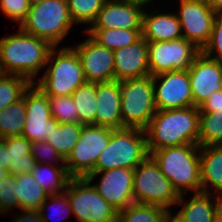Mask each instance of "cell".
I'll use <instances>...</instances> for the list:
<instances>
[{"label": "cell", "mask_w": 222, "mask_h": 222, "mask_svg": "<svg viewBox=\"0 0 222 222\" xmlns=\"http://www.w3.org/2000/svg\"><path fill=\"white\" fill-rule=\"evenodd\" d=\"M53 46L46 40L24 32L0 39V69L2 74L19 75L32 84L34 77L42 67L47 66V59Z\"/></svg>", "instance_id": "6da1fadb"}, {"label": "cell", "mask_w": 222, "mask_h": 222, "mask_svg": "<svg viewBox=\"0 0 222 222\" xmlns=\"http://www.w3.org/2000/svg\"><path fill=\"white\" fill-rule=\"evenodd\" d=\"M145 133L149 154L161 148L198 144L199 107L157 110Z\"/></svg>", "instance_id": "7a4b0ae2"}, {"label": "cell", "mask_w": 222, "mask_h": 222, "mask_svg": "<svg viewBox=\"0 0 222 222\" xmlns=\"http://www.w3.org/2000/svg\"><path fill=\"white\" fill-rule=\"evenodd\" d=\"M150 156L179 195H185L190 190L201 192L198 144L161 148L152 151Z\"/></svg>", "instance_id": "3957f363"}, {"label": "cell", "mask_w": 222, "mask_h": 222, "mask_svg": "<svg viewBox=\"0 0 222 222\" xmlns=\"http://www.w3.org/2000/svg\"><path fill=\"white\" fill-rule=\"evenodd\" d=\"M69 47H62L60 51L53 47L49 53L47 64L52 63L37 82V87L47 96L72 95L87 82L76 50Z\"/></svg>", "instance_id": "277c9868"}, {"label": "cell", "mask_w": 222, "mask_h": 222, "mask_svg": "<svg viewBox=\"0 0 222 222\" xmlns=\"http://www.w3.org/2000/svg\"><path fill=\"white\" fill-rule=\"evenodd\" d=\"M145 130L114 129L106 148L99 155L92 172L113 168L134 169L149 156Z\"/></svg>", "instance_id": "5b68a950"}, {"label": "cell", "mask_w": 222, "mask_h": 222, "mask_svg": "<svg viewBox=\"0 0 222 222\" xmlns=\"http://www.w3.org/2000/svg\"><path fill=\"white\" fill-rule=\"evenodd\" d=\"M67 0H43L31 5L20 28L35 37L48 41L53 47L64 40L73 26Z\"/></svg>", "instance_id": "8992f818"}, {"label": "cell", "mask_w": 222, "mask_h": 222, "mask_svg": "<svg viewBox=\"0 0 222 222\" xmlns=\"http://www.w3.org/2000/svg\"><path fill=\"white\" fill-rule=\"evenodd\" d=\"M122 128L145 130L157 111L153 76L119 82Z\"/></svg>", "instance_id": "52a82bcc"}, {"label": "cell", "mask_w": 222, "mask_h": 222, "mask_svg": "<svg viewBox=\"0 0 222 222\" xmlns=\"http://www.w3.org/2000/svg\"><path fill=\"white\" fill-rule=\"evenodd\" d=\"M133 197L134 203L156 205L169 210L176 205L180 195L149 155L134 168Z\"/></svg>", "instance_id": "ba28073f"}, {"label": "cell", "mask_w": 222, "mask_h": 222, "mask_svg": "<svg viewBox=\"0 0 222 222\" xmlns=\"http://www.w3.org/2000/svg\"><path fill=\"white\" fill-rule=\"evenodd\" d=\"M86 178H70L65 193L78 222H115L118 210Z\"/></svg>", "instance_id": "9c48e42d"}, {"label": "cell", "mask_w": 222, "mask_h": 222, "mask_svg": "<svg viewBox=\"0 0 222 222\" xmlns=\"http://www.w3.org/2000/svg\"><path fill=\"white\" fill-rule=\"evenodd\" d=\"M113 130L97 125H83L80 139L65 159L71 178H84L92 173L99 155L109 143Z\"/></svg>", "instance_id": "30bf717a"}, {"label": "cell", "mask_w": 222, "mask_h": 222, "mask_svg": "<svg viewBox=\"0 0 222 222\" xmlns=\"http://www.w3.org/2000/svg\"><path fill=\"white\" fill-rule=\"evenodd\" d=\"M150 76L174 70H187L201 52L184 37L171 41L147 42Z\"/></svg>", "instance_id": "8fae6325"}, {"label": "cell", "mask_w": 222, "mask_h": 222, "mask_svg": "<svg viewBox=\"0 0 222 222\" xmlns=\"http://www.w3.org/2000/svg\"><path fill=\"white\" fill-rule=\"evenodd\" d=\"M178 13L182 36L202 50L210 39L217 13L202 0H180Z\"/></svg>", "instance_id": "7c38bea8"}, {"label": "cell", "mask_w": 222, "mask_h": 222, "mask_svg": "<svg viewBox=\"0 0 222 222\" xmlns=\"http://www.w3.org/2000/svg\"><path fill=\"white\" fill-rule=\"evenodd\" d=\"M158 80L159 85L156 84ZM153 85L157 110L193 107L188 70H174L153 76Z\"/></svg>", "instance_id": "4fadbf2b"}, {"label": "cell", "mask_w": 222, "mask_h": 222, "mask_svg": "<svg viewBox=\"0 0 222 222\" xmlns=\"http://www.w3.org/2000/svg\"><path fill=\"white\" fill-rule=\"evenodd\" d=\"M36 84H31L25 91L26 119L22 136L31 142L46 141L53 129L47 95Z\"/></svg>", "instance_id": "5bb4252c"}, {"label": "cell", "mask_w": 222, "mask_h": 222, "mask_svg": "<svg viewBox=\"0 0 222 222\" xmlns=\"http://www.w3.org/2000/svg\"><path fill=\"white\" fill-rule=\"evenodd\" d=\"M101 174L100 182L93 186L110 205L120 211L134 203V169L113 168L106 171L92 172L86 178L92 182L96 176Z\"/></svg>", "instance_id": "9a60e30c"}, {"label": "cell", "mask_w": 222, "mask_h": 222, "mask_svg": "<svg viewBox=\"0 0 222 222\" xmlns=\"http://www.w3.org/2000/svg\"><path fill=\"white\" fill-rule=\"evenodd\" d=\"M82 64L87 82L101 83L114 80V52L101 46L90 36L73 47Z\"/></svg>", "instance_id": "2e32d148"}, {"label": "cell", "mask_w": 222, "mask_h": 222, "mask_svg": "<svg viewBox=\"0 0 222 222\" xmlns=\"http://www.w3.org/2000/svg\"><path fill=\"white\" fill-rule=\"evenodd\" d=\"M187 70L193 106L199 107L213 92L221 89L222 62L211 59L200 52Z\"/></svg>", "instance_id": "e0dca14e"}, {"label": "cell", "mask_w": 222, "mask_h": 222, "mask_svg": "<svg viewBox=\"0 0 222 222\" xmlns=\"http://www.w3.org/2000/svg\"><path fill=\"white\" fill-rule=\"evenodd\" d=\"M114 52V80L121 82L150 75L147 41L141 37L134 44Z\"/></svg>", "instance_id": "ac0fdd59"}, {"label": "cell", "mask_w": 222, "mask_h": 222, "mask_svg": "<svg viewBox=\"0 0 222 222\" xmlns=\"http://www.w3.org/2000/svg\"><path fill=\"white\" fill-rule=\"evenodd\" d=\"M144 9L119 0H106L88 29H142Z\"/></svg>", "instance_id": "d6986e66"}, {"label": "cell", "mask_w": 222, "mask_h": 222, "mask_svg": "<svg viewBox=\"0 0 222 222\" xmlns=\"http://www.w3.org/2000/svg\"><path fill=\"white\" fill-rule=\"evenodd\" d=\"M96 125L122 129L119 82L96 83Z\"/></svg>", "instance_id": "ffe728a7"}, {"label": "cell", "mask_w": 222, "mask_h": 222, "mask_svg": "<svg viewBox=\"0 0 222 222\" xmlns=\"http://www.w3.org/2000/svg\"><path fill=\"white\" fill-rule=\"evenodd\" d=\"M210 197L209 193H194L186 202L183 195H180L176 204H183V207L178 214L185 222H219L222 214V197L217 195L215 201Z\"/></svg>", "instance_id": "44dd1931"}, {"label": "cell", "mask_w": 222, "mask_h": 222, "mask_svg": "<svg viewBox=\"0 0 222 222\" xmlns=\"http://www.w3.org/2000/svg\"><path fill=\"white\" fill-rule=\"evenodd\" d=\"M143 12L142 37L147 42L171 41L182 38L181 25L176 13Z\"/></svg>", "instance_id": "7402d4cb"}, {"label": "cell", "mask_w": 222, "mask_h": 222, "mask_svg": "<svg viewBox=\"0 0 222 222\" xmlns=\"http://www.w3.org/2000/svg\"><path fill=\"white\" fill-rule=\"evenodd\" d=\"M201 192L210 193L209 185L222 197V145L200 147Z\"/></svg>", "instance_id": "603a6c76"}, {"label": "cell", "mask_w": 222, "mask_h": 222, "mask_svg": "<svg viewBox=\"0 0 222 222\" xmlns=\"http://www.w3.org/2000/svg\"><path fill=\"white\" fill-rule=\"evenodd\" d=\"M5 140L9 157V173L15 176L31 173L37 164L31 155L32 142L22 135L7 137Z\"/></svg>", "instance_id": "cb8c5ba5"}, {"label": "cell", "mask_w": 222, "mask_h": 222, "mask_svg": "<svg viewBox=\"0 0 222 222\" xmlns=\"http://www.w3.org/2000/svg\"><path fill=\"white\" fill-rule=\"evenodd\" d=\"M14 195L19 198V209L39 210L47 199L48 193L33 178L32 173H23L15 176Z\"/></svg>", "instance_id": "d4e9b609"}, {"label": "cell", "mask_w": 222, "mask_h": 222, "mask_svg": "<svg viewBox=\"0 0 222 222\" xmlns=\"http://www.w3.org/2000/svg\"><path fill=\"white\" fill-rule=\"evenodd\" d=\"M57 166L53 163H37L31 171L33 178L49 195L64 193L71 178L65 164Z\"/></svg>", "instance_id": "484cf974"}, {"label": "cell", "mask_w": 222, "mask_h": 222, "mask_svg": "<svg viewBox=\"0 0 222 222\" xmlns=\"http://www.w3.org/2000/svg\"><path fill=\"white\" fill-rule=\"evenodd\" d=\"M85 32L98 44L112 51L134 44L142 37V29H86Z\"/></svg>", "instance_id": "4316f807"}, {"label": "cell", "mask_w": 222, "mask_h": 222, "mask_svg": "<svg viewBox=\"0 0 222 222\" xmlns=\"http://www.w3.org/2000/svg\"><path fill=\"white\" fill-rule=\"evenodd\" d=\"M82 127L79 123H59L53 118V129L46 141L66 159L80 139Z\"/></svg>", "instance_id": "83f0119b"}, {"label": "cell", "mask_w": 222, "mask_h": 222, "mask_svg": "<svg viewBox=\"0 0 222 222\" xmlns=\"http://www.w3.org/2000/svg\"><path fill=\"white\" fill-rule=\"evenodd\" d=\"M71 96L77 108L79 124L96 125V83L86 82Z\"/></svg>", "instance_id": "f1b7e54d"}, {"label": "cell", "mask_w": 222, "mask_h": 222, "mask_svg": "<svg viewBox=\"0 0 222 222\" xmlns=\"http://www.w3.org/2000/svg\"><path fill=\"white\" fill-rule=\"evenodd\" d=\"M26 119L25 93L18 102L0 111V138L22 135Z\"/></svg>", "instance_id": "f546056e"}, {"label": "cell", "mask_w": 222, "mask_h": 222, "mask_svg": "<svg viewBox=\"0 0 222 222\" xmlns=\"http://www.w3.org/2000/svg\"><path fill=\"white\" fill-rule=\"evenodd\" d=\"M198 145H222V109H215V112H199Z\"/></svg>", "instance_id": "4dcf8cb0"}, {"label": "cell", "mask_w": 222, "mask_h": 222, "mask_svg": "<svg viewBox=\"0 0 222 222\" xmlns=\"http://www.w3.org/2000/svg\"><path fill=\"white\" fill-rule=\"evenodd\" d=\"M166 209L149 204L132 203L118 211L115 222H164Z\"/></svg>", "instance_id": "1f68e13d"}, {"label": "cell", "mask_w": 222, "mask_h": 222, "mask_svg": "<svg viewBox=\"0 0 222 222\" xmlns=\"http://www.w3.org/2000/svg\"><path fill=\"white\" fill-rule=\"evenodd\" d=\"M31 82L22 76L0 74V111L23 98Z\"/></svg>", "instance_id": "d6a6232c"}, {"label": "cell", "mask_w": 222, "mask_h": 222, "mask_svg": "<svg viewBox=\"0 0 222 222\" xmlns=\"http://www.w3.org/2000/svg\"><path fill=\"white\" fill-rule=\"evenodd\" d=\"M106 0H67L72 22L92 24Z\"/></svg>", "instance_id": "836d02e7"}, {"label": "cell", "mask_w": 222, "mask_h": 222, "mask_svg": "<svg viewBox=\"0 0 222 222\" xmlns=\"http://www.w3.org/2000/svg\"><path fill=\"white\" fill-rule=\"evenodd\" d=\"M47 98L52 118L63 124L79 123L77 108L71 95L47 96Z\"/></svg>", "instance_id": "e575fe53"}, {"label": "cell", "mask_w": 222, "mask_h": 222, "mask_svg": "<svg viewBox=\"0 0 222 222\" xmlns=\"http://www.w3.org/2000/svg\"><path fill=\"white\" fill-rule=\"evenodd\" d=\"M201 52L207 57L222 62V14H217L208 43ZM216 52L214 56H212Z\"/></svg>", "instance_id": "d590c367"}, {"label": "cell", "mask_w": 222, "mask_h": 222, "mask_svg": "<svg viewBox=\"0 0 222 222\" xmlns=\"http://www.w3.org/2000/svg\"><path fill=\"white\" fill-rule=\"evenodd\" d=\"M49 199L51 200V201H49L51 203V205L49 203H47V201ZM49 205H50V207L53 208L52 211L56 212V213L54 212L56 215H58V214L60 215V213L65 214V216H67L69 214H73L70 204H69L68 195L65 192L61 193V194L48 195L47 199L41 204V207L39 209L43 222H48L51 217L54 218L53 216H56V215H53V213L49 214L48 216L46 214H44L45 213L44 211L47 208L46 206H49Z\"/></svg>", "instance_id": "8d00e7d4"}, {"label": "cell", "mask_w": 222, "mask_h": 222, "mask_svg": "<svg viewBox=\"0 0 222 222\" xmlns=\"http://www.w3.org/2000/svg\"><path fill=\"white\" fill-rule=\"evenodd\" d=\"M31 4L29 0H0V9L6 17L21 24L27 17Z\"/></svg>", "instance_id": "74e56055"}, {"label": "cell", "mask_w": 222, "mask_h": 222, "mask_svg": "<svg viewBox=\"0 0 222 222\" xmlns=\"http://www.w3.org/2000/svg\"><path fill=\"white\" fill-rule=\"evenodd\" d=\"M15 175L9 173L0 181V201L7 213L12 208H19V198L14 195Z\"/></svg>", "instance_id": "f35d334b"}, {"label": "cell", "mask_w": 222, "mask_h": 222, "mask_svg": "<svg viewBox=\"0 0 222 222\" xmlns=\"http://www.w3.org/2000/svg\"><path fill=\"white\" fill-rule=\"evenodd\" d=\"M31 155L34 157L37 163H49L53 161H61L65 164V159L59 154L47 141L32 142ZM52 157V158H51ZM46 159H51L45 161Z\"/></svg>", "instance_id": "ab89813d"}, {"label": "cell", "mask_w": 222, "mask_h": 222, "mask_svg": "<svg viewBox=\"0 0 222 222\" xmlns=\"http://www.w3.org/2000/svg\"><path fill=\"white\" fill-rule=\"evenodd\" d=\"M215 109H222V92H213L207 100L199 106V112H215Z\"/></svg>", "instance_id": "60d3db41"}, {"label": "cell", "mask_w": 222, "mask_h": 222, "mask_svg": "<svg viewBox=\"0 0 222 222\" xmlns=\"http://www.w3.org/2000/svg\"><path fill=\"white\" fill-rule=\"evenodd\" d=\"M16 216L13 222H43L39 210L23 209L22 213Z\"/></svg>", "instance_id": "b9f144b4"}, {"label": "cell", "mask_w": 222, "mask_h": 222, "mask_svg": "<svg viewBox=\"0 0 222 222\" xmlns=\"http://www.w3.org/2000/svg\"><path fill=\"white\" fill-rule=\"evenodd\" d=\"M0 168L9 171V157L6 149V140L4 138H0Z\"/></svg>", "instance_id": "7bdbcfd3"}, {"label": "cell", "mask_w": 222, "mask_h": 222, "mask_svg": "<svg viewBox=\"0 0 222 222\" xmlns=\"http://www.w3.org/2000/svg\"><path fill=\"white\" fill-rule=\"evenodd\" d=\"M164 222H185V221L178 213L174 216L172 215L170 210H166L164 216Z\"/></svg>", "instance_id": "ee69618b"}, {"label": "cell", "mask_w": 222, "mask_h": 222, "mask_svg": "<svg viewBox=\"0 0 222 222\" xmlns=\"http://www.w3.org/2000/svg\"><path fill=\"white\" fill-rule=\"evenodd\" d=\"M208 3L217 14H222V0H210Z\"/></svg>", "instance_id": "f6af8a7d"}, {"label": "cell", "mask_w": 222, "mask_h": 222, "mask_svg": "<svg viewBox=\"0 0 222 222\" xmlns=\"http://www.w3.org/2000/svg\"><path fill=\"white\" fill-rule=\"evenodd\" d=\"M119 1L127 2L129 4H134L144 9V6L148 3H151L150 1H153V0H119Z\"/></svg>", "instance_id": "bcb514c9"}, {"label": "cell", "mask_w": 222, "mask_h": 222, "mask_svg": "<svg viewBox=\"0 0 222 222\" xmlns=\"http://www.w3.org/2000/svg\"><path fill=\"white\" fill-rule=\"evenodd\" d=\"M8 174H9V171H7V170L4 169V168H0V181H1L2 179H4Z\"/></svg>", "instance_id": "7dc6e473"}, {"label": "cell", "mask_w": 222, "mask_h": 222, "mask_svg": "<svg viewBox=\"0 0 222 222\" xmlns=\"http://www.w3.org/2000/svg\"><path fill=\"white\" fill-rule=\"evenodd\" d=\"M43 0H29L30 4L33 5V4H36V3H39Z\"/></svg>", "instance_id": "c3c4849f"}, {"label": "cell", "mask_w": 222, "mask_h": 222, "mask_svg": "<svg viewBox=\"0 0 222 222\" xmlns=\"http://www.w3.org/2000/svg\"><path fill=\"white\" fill-rule=\"evenodd\" d=\"M1 213H3V214H4V213H5V211H4V209H3V205H2V203H1V201H0V214H1Z\"/></svg>", "instance_id": "681fc988"}, {"label": "cell", "mask_w": 222, "mask_h": 222, "mask_svg": "<svg viewBox=\"0 0 222 222\" xmlns=\"http://www.w3.org/2000/svg\"><path fill=\"white\" fill-rule=\"evenodd\" d=\"M219 222H222V214H221V216H220V220H219Z\"/></svg>", "instance_id": "f907efd6"}]
</instances>
